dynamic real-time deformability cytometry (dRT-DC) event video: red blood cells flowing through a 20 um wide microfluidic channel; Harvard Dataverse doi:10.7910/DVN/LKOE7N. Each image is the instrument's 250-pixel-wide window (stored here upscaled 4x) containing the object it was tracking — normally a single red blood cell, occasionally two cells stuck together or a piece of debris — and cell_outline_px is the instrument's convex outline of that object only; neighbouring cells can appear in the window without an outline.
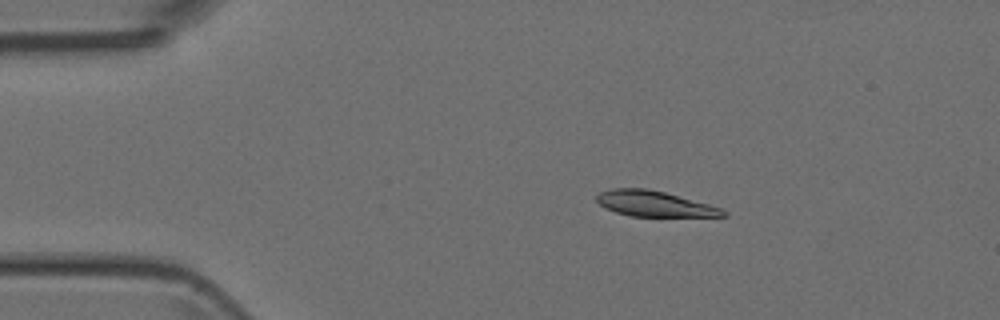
{"species": "Egyptian fruit bat (a non-hibernating species)", "species_latin": "Rousettus aegyptiacus", "temperature_condition": "room temperature", "stored_images_in_passage": 43, "camera_frame_rate_fps": 3000, "um_per_image_px": 0.085, "animal": {"sex": "female"}, "frame": {"image": 1, "passage_image": 2, "time_ms": 0.333, "image_size_px": [1000, 320], "cell_outline_px": [[728, 216], [628, 216], [604, 208], [596, 200], [596, 196], [600, 192], [608, 188], [648, 188], [664, 192], [708, 204], [720, 208], [728, 212]], "centroid_in_image_um": [55.57, 17.31], "position_along_channel_um": 29.4, "area_um2": 18.79}}
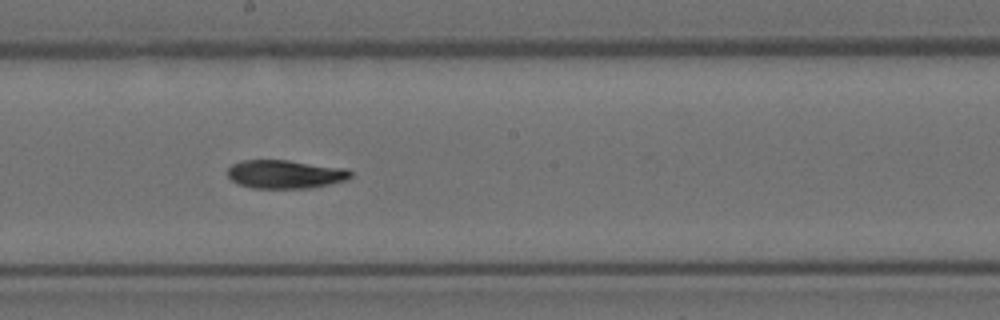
{"frame": {"image": 2, "passage_image": 20, "time_ms": 6.333, "image_size_px": [1000, 320], "cell_outline_px": [[352, 176], [348, 180], [312, 188], [252, 188], [240, 184], [232, 180], [228, 176], [228, 168], [232, 164], [240, 160], [288, 160], [348, 168], [352, 172]], "centroid_in_image_um": [24.29, 14.8], "position_along_channel_um": 223.9, "area_um2": 20.63}}
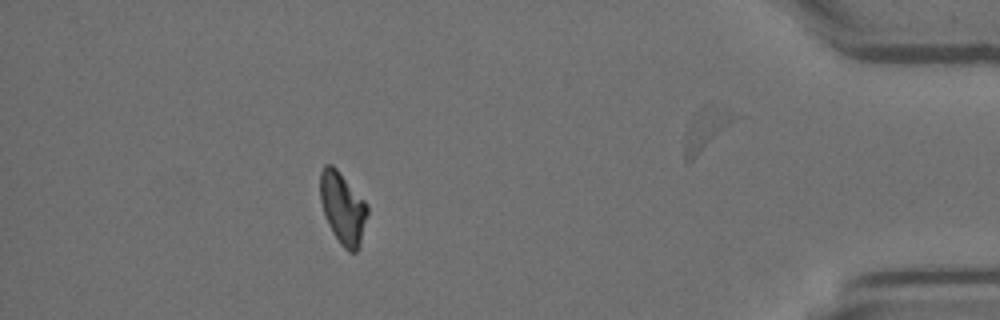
{"frame": {"image": 3, "passage_image": 37, "time_ms": 12.0, "image_size_px": [1000, 320], "cell_outline_px": [[368, 212], [360, 244], [356, 252], [348, 252], [340, 244], [332, 232], [324, 216], [320, 200], [320, 172], [324, 164], [332, 164], [336, 168], [368, 204]], "centroid_in_image_um": [29.12, 17.68], "position_along_channel_um": 406.1, "area_um2": 19.83}}